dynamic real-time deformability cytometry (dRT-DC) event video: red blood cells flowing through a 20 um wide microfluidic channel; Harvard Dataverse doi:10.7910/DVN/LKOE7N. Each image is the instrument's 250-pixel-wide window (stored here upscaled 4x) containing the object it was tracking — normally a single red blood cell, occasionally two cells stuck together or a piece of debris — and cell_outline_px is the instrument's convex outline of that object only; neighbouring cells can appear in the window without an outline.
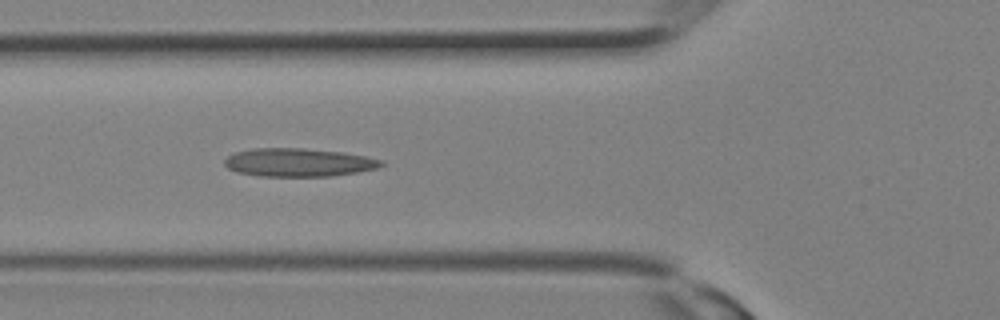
{"species": "Egyptian fruit bat (a non-hibernating species)", "species_latin": "Rousettus aegyptiacus", "temperature_condition": "room temperature", "stored_images_in_passage": 13, "camera_frame_rate_fps": 3000, "um_per_image_px": 0.085, "animal": {"sex": "female"}, "frame": {"image": 1, "passage_image": 8, "time_ms": 2.333, "image_size_px": [1000, 320], "cell_outline_px": [[384, 164], [376, 168], [356, 172], [332, 176], [260, 176], [240, 172], [228, 168], [224, 164], [224, 160], [228, 156], [236, 152], [252, 148], [304, 148], [344, 152], [368, 156], [384, 160]], "centroid_in_image_um": [25.41, 13.79], "position_along_channel_um": 100.4, "area_um2": 25.84}}
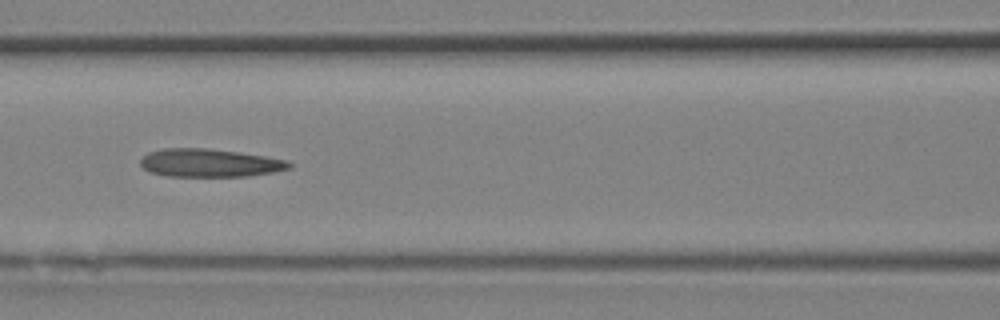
{"frame": {"image": 2, "passage_image": 10, "time_ms": 3.0, "image_size_px": [1000, 320], "cell_outline_px": [[292, 168], [272, 172], [248, 176], [168, 176], [152, 172], [144, 168], [140, 164], [140, 160], [148, 152], [164, 148], [208, 148], [240, 152], [288, 160], [292, 164]], "centroid_in_image_um": [17.84, 13.84], "position_along_channel_um": 148.8, "area_um2": 24.33}}
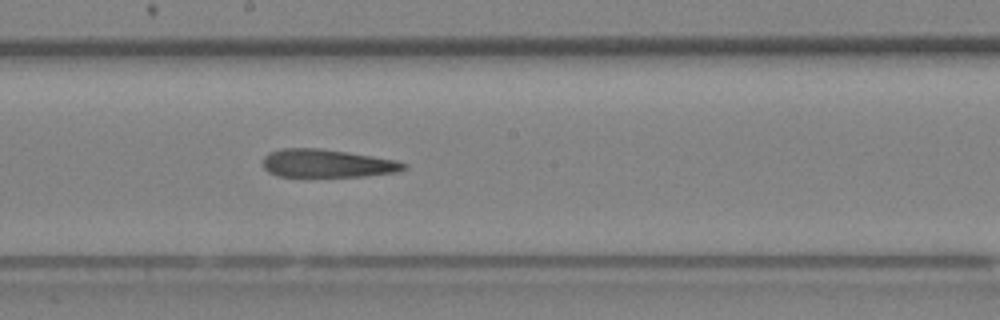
{"frame": {"image": 3, "passage_image": 13, "time_ms": 4.0, "image_size_px": [1000, 320], "cell_outline_px": [[408, 168], [400, 172], [364, 176], [276, 176], [268, 172], [264, 168], [264, 156], [268, 152], [280, 148], [320, 148], [372, 156], [396, 160], [408, 164]], "centroid_in_image_um": [27.82, 13.88], "position_along_channel_um": 220.4, "area_um2": 23.18}}